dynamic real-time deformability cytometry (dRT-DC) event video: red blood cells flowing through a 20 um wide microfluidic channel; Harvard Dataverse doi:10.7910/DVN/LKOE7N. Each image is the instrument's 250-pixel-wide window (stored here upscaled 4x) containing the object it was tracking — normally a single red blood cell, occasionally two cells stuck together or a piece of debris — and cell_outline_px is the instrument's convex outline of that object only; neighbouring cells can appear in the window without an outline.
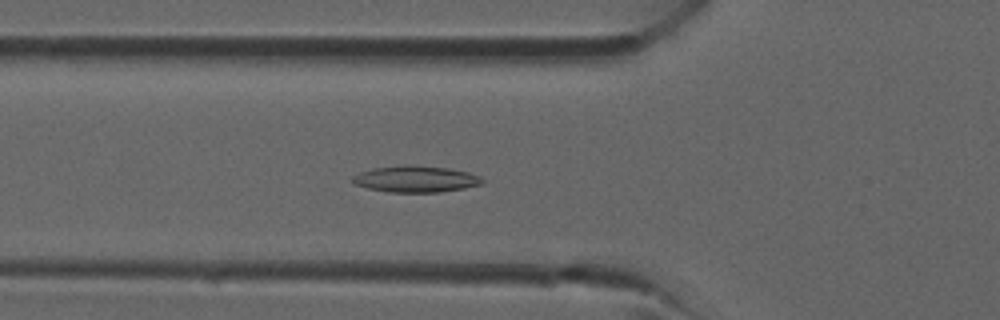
{"species": "common noctule bat (a hibernating species)", "species_latin": "Nyctalus noctula", "temperature_condition": "room temperature", "stored_images_in_passage": 32, "camera_frame_rate_fps": 3000, "um_per_image_px": 0.085, "animal": {"sex": "male", "forearm_length_mm": 52.5}, "frame": {"image": 1, "passage_image": 7, "time_ms": 2.0, "image_size_px": [1000, 320], "cell_outline_px": [[484, 184], [464, 188], [440, 192], [388, 192], [368, 188], [352, 184], [348, 180], [352, 176], [360, 172], [372, 168], [408, 164], [448, 168], [468, 172], [480, 176], [484, 180]], "centroid_in_image_um": [35.29, 15.21], "position_along_channel_um": 90.5, "area_um2": 20.29}}
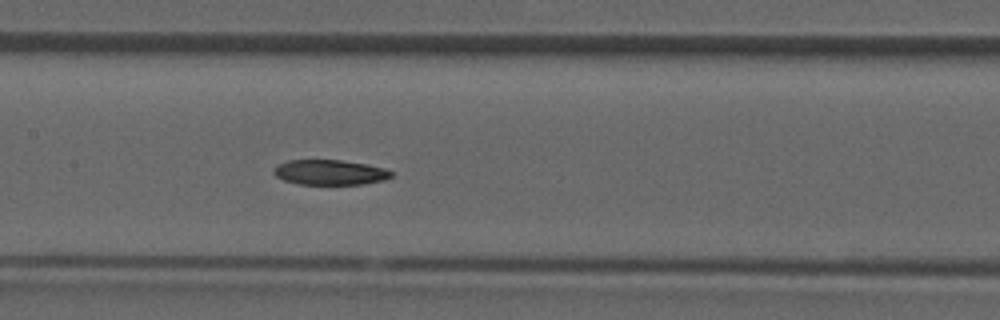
{"frame": {"image": 2, "passage_image": 12, "time_ms": 3.667, "image_size_px": [1000, 320], "cell_outline_px": [[396, 172], [392, 176], [384, 180], [364, 184], [300, 184], [284, 180], [276, 176], [272, 172], [272, 168], [288, 160], [340, 160], [368, 164], [384, 168]], "centroid_in_image_um": [28.07, 14.65], "position_along_channel_um": 179.3, "area_um2": 17.28}}
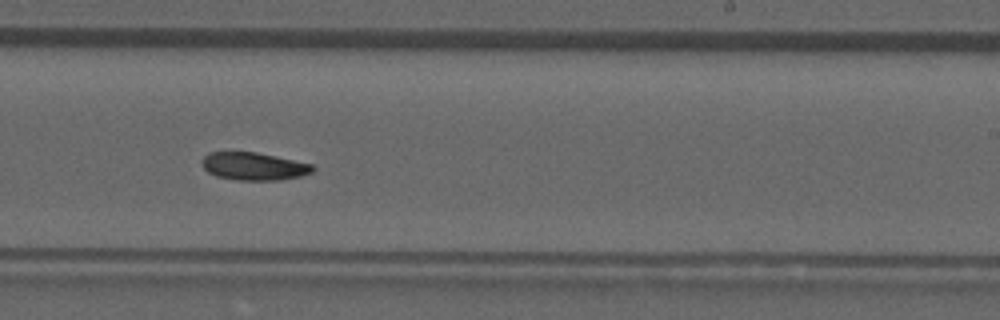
{"frame": {"image": 3, "passage_image": 17, "time_ms": 5.333, "image_size_px": [1000, 320], "cell_outline_px": [[316, 168], [312, 172], [300, 176], [280, 180], [236, 180], [216, 176], [208, 172], [200, 164], [200, 160], [208, 152], [256, 152], [276, 156], [312, 164]], "centroid_in_image_um": [21.54, 14.13], "position_along_channel_um": 267.5, "area_um2": 18.03}}